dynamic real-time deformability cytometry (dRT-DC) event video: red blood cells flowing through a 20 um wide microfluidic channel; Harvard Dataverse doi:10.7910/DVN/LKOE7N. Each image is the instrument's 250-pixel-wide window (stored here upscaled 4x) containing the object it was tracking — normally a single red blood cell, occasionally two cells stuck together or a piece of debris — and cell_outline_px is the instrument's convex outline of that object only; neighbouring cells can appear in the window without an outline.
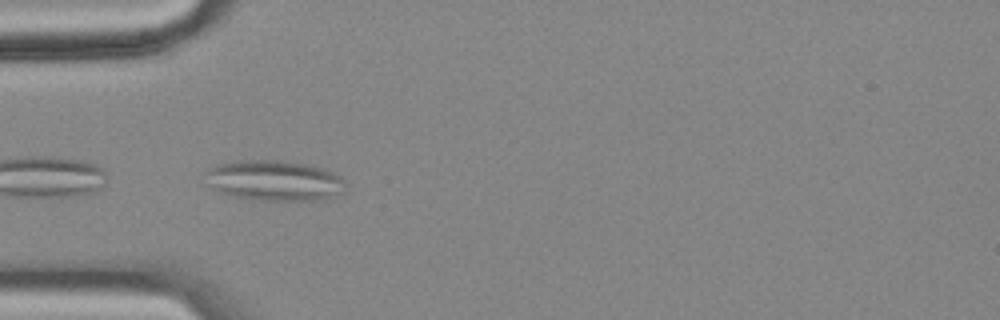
{"species": "common noctule bat (a hibernating species)", "species_latin": "Nyctalus noctula", "temperature_condition": "cold", "stored_images_in_passage": 3, "camera_frame_rate_fps": 3000, "um_per_image_px": 0.085, "animal": {"sex": "female", "body_mass_g": 18.4}, "frame": {"image": 1, "passage_image": 1, "time_ms": 0.0, "image_size_px": [1000, 320], "cell_outline_px": [[348, 184], [344, 192], [324, 200], [264, 200], [232, 196], [220, 192], [204, 184], [208, 168], [216, 164], [240, 160], [276, 160], [304, 164], [324, 168], [332, 172], [344, 180]], "centroid_in_image_um": [23.31, 15.35], "position_along_channel_um": 61.7, "area_um2": 33.29}}